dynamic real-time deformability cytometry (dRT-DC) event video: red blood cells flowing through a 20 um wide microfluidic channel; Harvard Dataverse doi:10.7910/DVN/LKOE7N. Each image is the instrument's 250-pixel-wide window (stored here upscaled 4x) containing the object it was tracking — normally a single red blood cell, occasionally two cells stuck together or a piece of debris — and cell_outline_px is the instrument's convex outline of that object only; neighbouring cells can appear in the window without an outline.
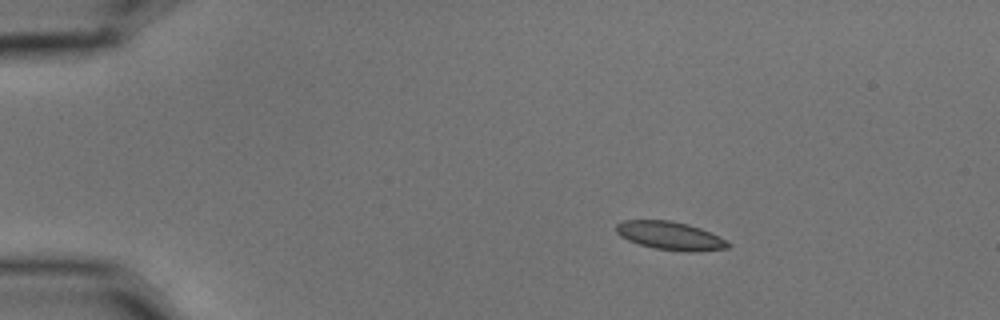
{"species": "common noctule bat (a hibernating species)", "species_latin": "Nyctalus noctula", "temperature_condition": "cold", "stored_images_in_passage": 6, "camera_frame_rate_fps": 3000, "um_per_image_px": 0.085, "animal": {"sex": "male", "body_mass_g": 15.6}, "frame": {"image": 1, "passage_image": 1, "time_ms": 0.0, "image_size_px": [1000, 320], "cell_outline_px": [[732, 244], [728, 248], [692, 252], [684, 252], [652, 248], [628, 240], [620, 236], [616, 232], [616, 224], [624, 220], [672, 220], [688, 224], [700, 228], [720, 236]], "centroid_in_image_um": [56.98, 20.04], "position_along_channel_um": 28.0, "area_um2": 18.61}}
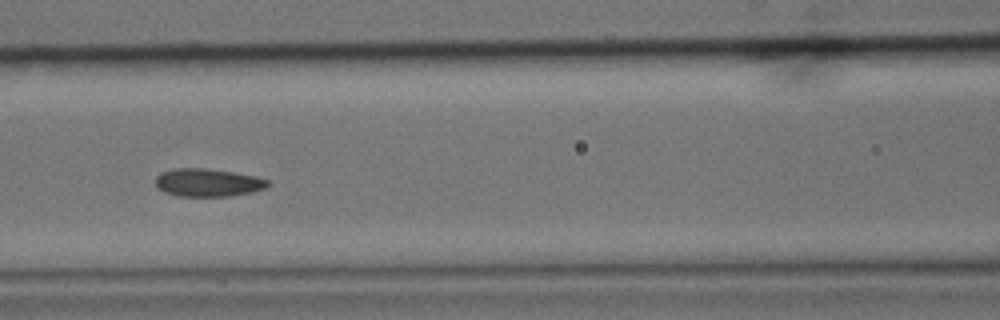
{"frame": {"image": 2, "passage_image": 5, "time_ms": 1.333, "image_size_px": [1000, 320], "cell_outline_px": [[272, 184], [264, 188], [252, 192], [228, 196], [176, 196], [164, 192], [156, 188], [156, 176], [160, 172], [176, 168], [204, 168], [232, 172], [256, 176], [268, 180]], "centroid_in_image_um": [17.64, 15.52], "position_along_channel_um": 149.0, "area_um2": 18.38}}
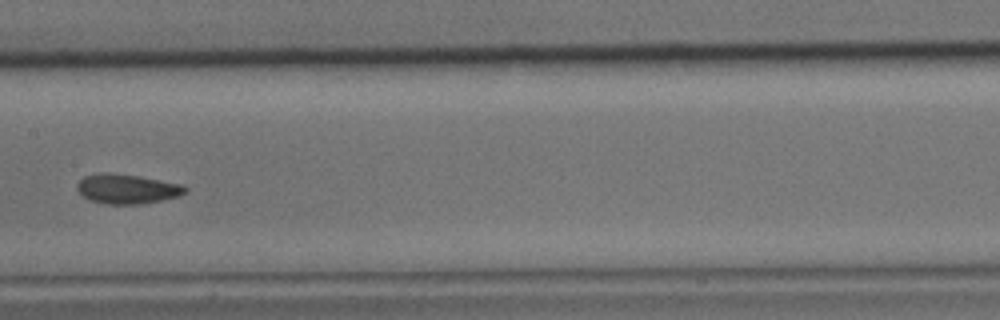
{"frame": {"image": 3, "passage_image": 6, "time_ms": 1.667, "image_size_px": [1000, 320], "cell_outline_px": [[188, 188], [180, 196], [140, 204], [108, 204], [88, 200], [76, 188], [76, 184], [84, 176], [104, 172], [108, 172], [136, 176], [184, 184]], "centroid_in_image_um": [10.79, 16.05], "position_along_channel_um": 196.6, "area_um2": 18.55}}